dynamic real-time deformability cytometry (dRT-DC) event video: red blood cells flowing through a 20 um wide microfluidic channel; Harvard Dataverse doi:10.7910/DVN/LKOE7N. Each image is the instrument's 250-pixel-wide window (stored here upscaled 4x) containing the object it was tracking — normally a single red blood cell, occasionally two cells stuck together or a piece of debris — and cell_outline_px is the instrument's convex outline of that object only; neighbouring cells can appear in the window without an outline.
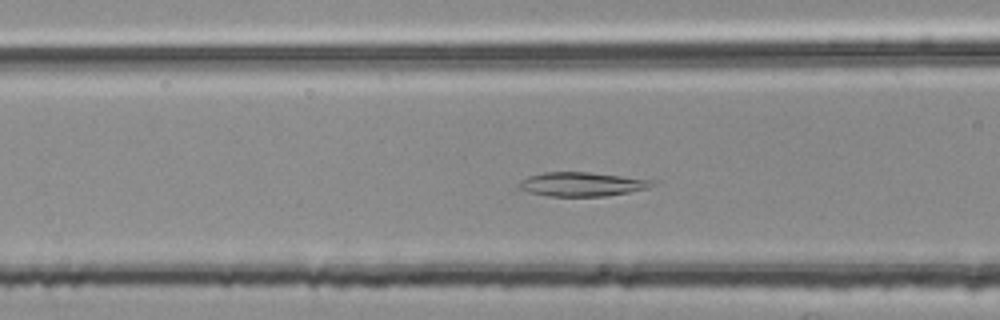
{"species": "common noctule bat (a hibernating species)", "species_latin": "Nyctalus noctula", "temperature_condition": "room temperature", "stored_images_in_passage": 51, "camera_frame_rate_fps": 3000, "um_per_image_px": 0.085, "animal": {"sex": "female", "body_mass_g": 25.1}, "frame": {"image": 1, "passage_image": 20, "time_ms": 6.333, "image_size_px": [1000, 320], "cell_outline_px": [[652, 184], [648, 188], [628, 192], [604, 196], [548, 196], [528, 192], [516, 188], [516, 184], [520, 180], [528, 176], [544, 172], [588, 172], [652, 180]], "centroid_in_image_um": [49.33, 15.66], "position_along_channel_um": 117.3, "area_um2": 18.55}}
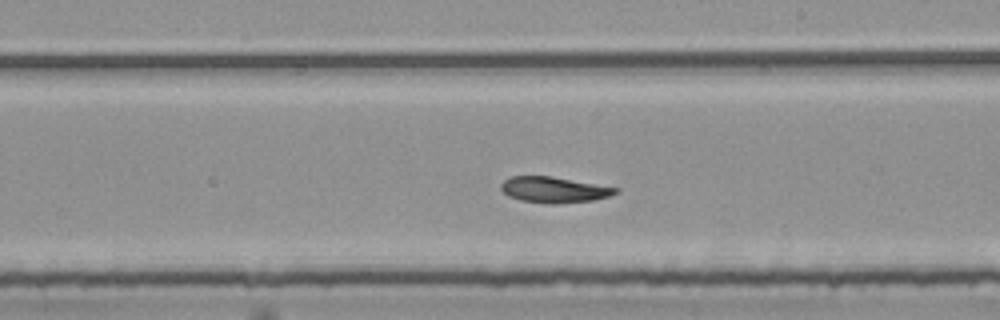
{"frame": {"image": 2, "passage_image": 30, "time_ms": 9.667, "image_size_px": [1000, 320], "cell_outline_px": [[620, 192], [608, 196], [592, 200], [556, 204], [548, 204], [520, 200], [508, 196], [500, 188], [500, 184], [504, 180], [512, 176], [552, 176], [620, 188]], "centroid_in_image_um": [47.09, 16.12], "position_along_channel_um": 241.9, "area_um2": 17.34}}
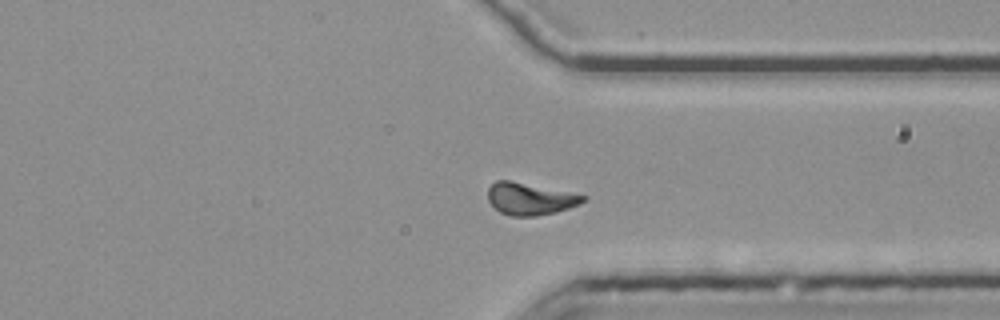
{"frame": {"image": 3, "passage_image": 40, "time_ms": 13.0, "image_size_px": [1000, 320], "cell_outline_px": [[588, 200], [580, 204], [556, 212], [536, 216], [508, 216], [500, 212], [488, 200], [488, 188], [496, 180], [508, 180], [588, 196]], "centroid_in_image_um": [45.06, 16.91], "position_along_channel_um": 366.3, "area_um2": 17.69}, "authors_computed_cell_mechanics": {"area_um2": 17.7446, "velocity_mm_per_s": 3.7479, "shape_relaxation_time_tau1_ms": null, "shape_relaxation_time_tau2_ms": 10.1603, "deformation_change_tau1": null, "deformation_change_tau2": 0.1502}}